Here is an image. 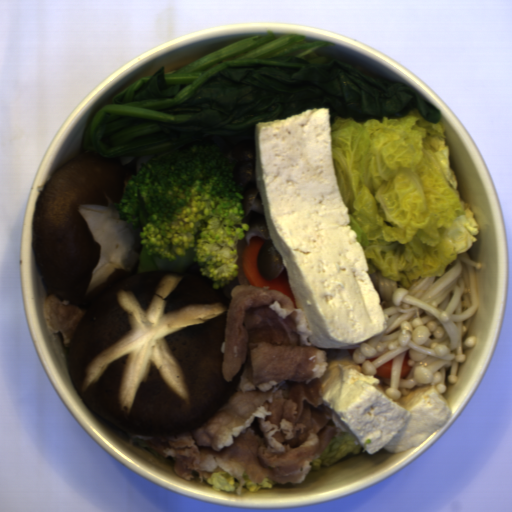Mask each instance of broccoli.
<instances>
[{
	"mask_svg": "<svg viewBox=\"0 0 512 512\" xmlns=\"http://www.w3.org/2000/svg\"><path fill=\"white\" fill-rule=\"evenodd\" d=\"M236 167L224 146L214 143L142 163L113 206L119 219L140 230L142 253L135 274H183L195 263L214 291L238 277L237 243L250 228Z\"/></svg>",
	"mask_w": 512,
	"mask_h": 512,
	"instance_id": "1",
	"label": "broccoli"
}]
</instances>
